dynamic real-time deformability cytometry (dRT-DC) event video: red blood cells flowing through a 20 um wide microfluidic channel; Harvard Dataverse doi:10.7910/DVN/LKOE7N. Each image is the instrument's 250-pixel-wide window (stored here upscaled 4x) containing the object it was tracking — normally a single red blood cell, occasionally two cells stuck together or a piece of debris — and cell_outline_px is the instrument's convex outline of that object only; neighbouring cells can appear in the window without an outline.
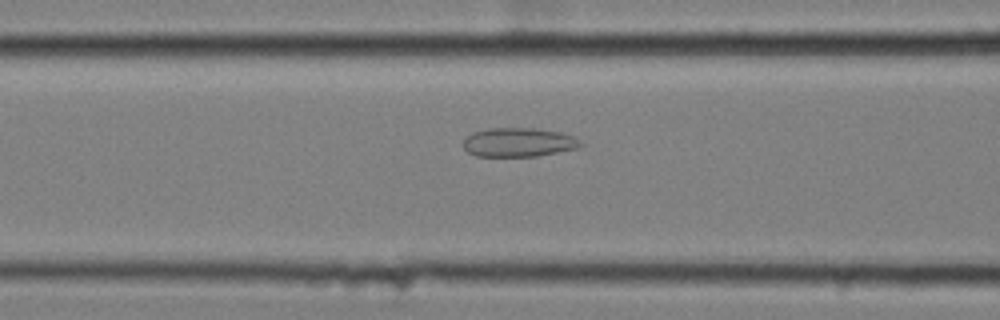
{"species": "common noctule bat (a hibernating species)", "species_latin": "Nyctalus noctula", "temperature_condition": "cold", "stored_images_in_passage": 46, "camera_frame_rate_fps": 3000, "um_per_image_px": 0.085, "animal": {"sex": "female", "body_mass_g": 25.1}, "frame": {"image": 1, "passage_image": 12, "time_ms": 3.667, "image_size_px": [1000, 320], "cell_outline_px": [[584, 144], [580, 148], [536, 156], [476, 156], [468, 152], [464, 148], [464, 140], [472, 132], [488, 128], [536, 128], [560, 132], [576, 136]], "centroid_in_image_um": [44.13, 12.09], "position_along_channel_um": 122.5, "area_um2": 20.0}}
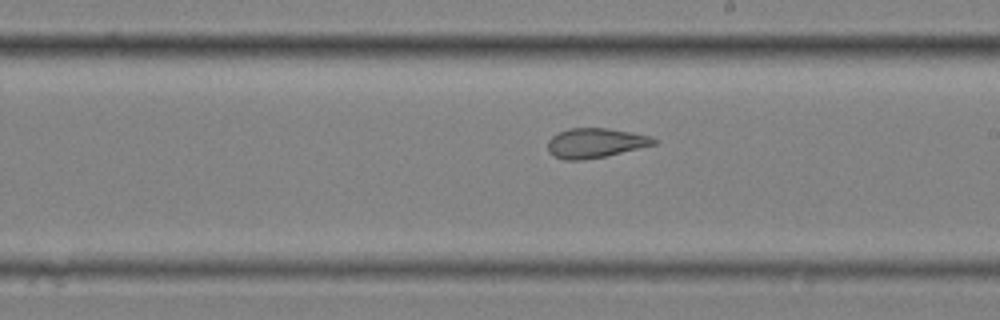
{"frame": {"image": 2, "passage_image": 22, "time_ms": 7.0, "image_size_px": [1000, 320], "cell_outline_px": [[656, 144], [604, 156], [580, 160], [564, 160], [548, 152], [548, 140], [552, 136], [568, 128], [608, 128], [632, 132], [652, 136], [656, 140]], "centroid_in_image_um": [50.6, 12.14], "position_along_channel_um": 238.4, "area_um2": 18.15}}
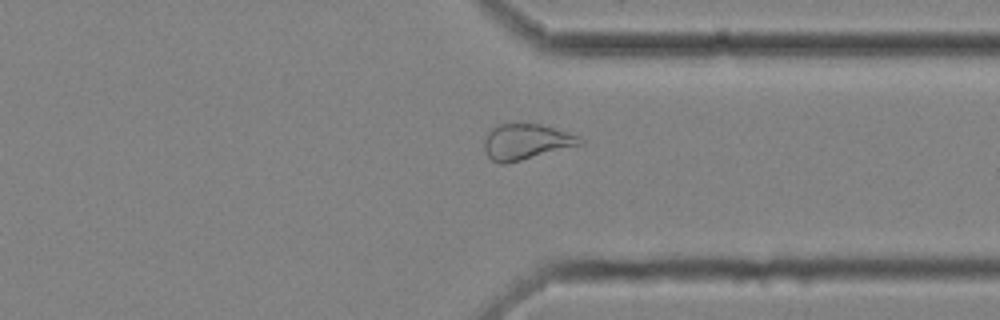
{"frame": {"image": 3, "passage_image": 33, "time_ms": 10.667, "image_size_px": [1000, 320], "cell_outline_px": [[584, 144], [504, 164], [500, 164], [492, 160], [488, 156], [484, 148], [484, 140], [488, 132], [496, 124], [540, 124], [580, 136], [584, 140]], "centroid_in_image_um": [44.72, 12.05], "position_along_channel_um": 366.7, "area_um2": 19.77}, "authors_computed_cell_mechanics": {"area_um2": 20.6924, "velocity_mm_per_s": 3.4805, "shape_relaxation_time_tau1_ms": null, "shape_relaxation_time_tau2_ms": 2.038, "deformation_change_tau1": null, "deformation_change_tau2": 0.1005}}